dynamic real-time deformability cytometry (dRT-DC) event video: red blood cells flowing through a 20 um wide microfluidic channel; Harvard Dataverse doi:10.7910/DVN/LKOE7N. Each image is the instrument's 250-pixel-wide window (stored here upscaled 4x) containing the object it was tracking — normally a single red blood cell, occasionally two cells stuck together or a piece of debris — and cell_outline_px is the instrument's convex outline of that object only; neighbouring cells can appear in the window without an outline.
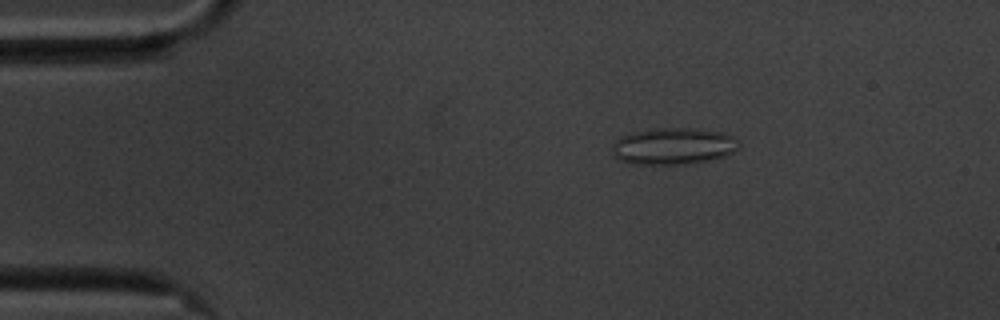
{"species": "common noctule bat (a hibernating species)", "species_latin": "Nyctalus noctula", "temperature_condition": "cold", "stored_images_in_passage": 57, "camera_frame_rate_fps": 3000, "um_per_image_px": 0.085, "animal": {"sex": "male", "body_mass_g": 20.1, "forearm_length_mm": 53.5}, "frame": {"image": 1, "passage_image": 10, "time_ms": 3.0, "image_size_px": [1000, 320], "cell_outline_px": [[740, 148], [724, 156], [708, 160], [684, 164], [632, 164], [620, 160], [612, 156], [612, 144], [620, 136], [652, 128], [692, 128], [724, 132], [732, 136], [740, 144]], "centroid_in_image_um": [57.21, 12.42], "position_along_channel_um": 27.8, "area_um2": 27.22}}
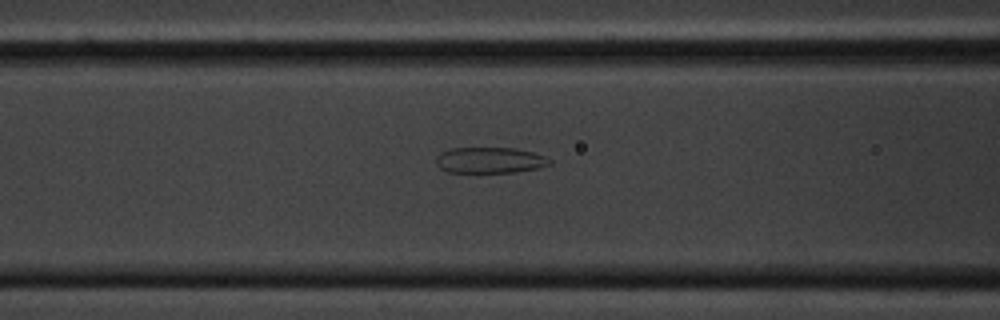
{"frame": {"image": 2, "passage_image": 23, "time_ms": 7.333, "image_size_px": [1000, 320], "cell_outline_px": [[552, 164], [540, 168], [516, 172], [448, 172], [440, 168], [436, 164], [436, 156], [440, 152], [448, 148], [516, 148], [532, 152], [544, 156], [552, 160]], "centroid_in_image_um": [41.64, 13.61], "position_along_channel_um": 125.0, "area_um2": 17.34}}
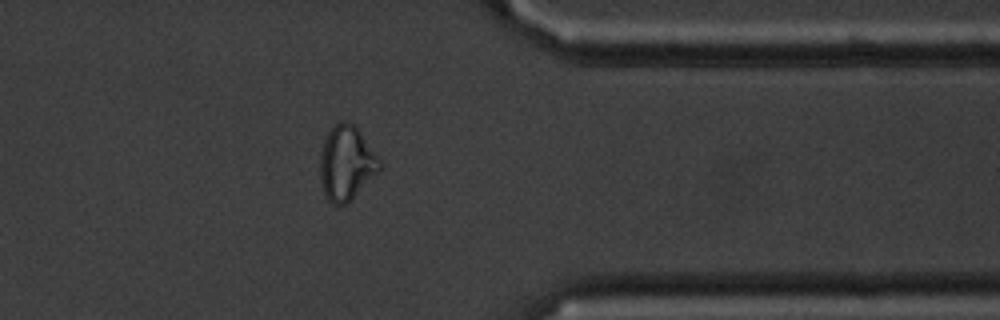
{"frame": {"image": 3, "passage_image": 46, "time_ms": 15.0, "image_size_px": [1000, 320], "cell_outline_px": [[384, 164], [344, 204], [332, 204], [328, 200], [324, 192], [320, 180], [320, 152], [324, 140], [328, 132], [340, 120], [348, 120], [360, 132], [380, 156]], "centroid_in_image_um": [29.44, 13.8], "position_along_channel_um": 382.0, "area_um2": 25.37}, "authors_computed_cell_mechanics": {"area_um2": 24.1604, "velocity_mm_per_s": 3.4987, "shape_relaxation_time_tau1_ms": null, "shape_relaxation_time_tau2_ms": 1.3471, "deformation_change_tau1": null, "deformation_change_tau2": 0.078}}